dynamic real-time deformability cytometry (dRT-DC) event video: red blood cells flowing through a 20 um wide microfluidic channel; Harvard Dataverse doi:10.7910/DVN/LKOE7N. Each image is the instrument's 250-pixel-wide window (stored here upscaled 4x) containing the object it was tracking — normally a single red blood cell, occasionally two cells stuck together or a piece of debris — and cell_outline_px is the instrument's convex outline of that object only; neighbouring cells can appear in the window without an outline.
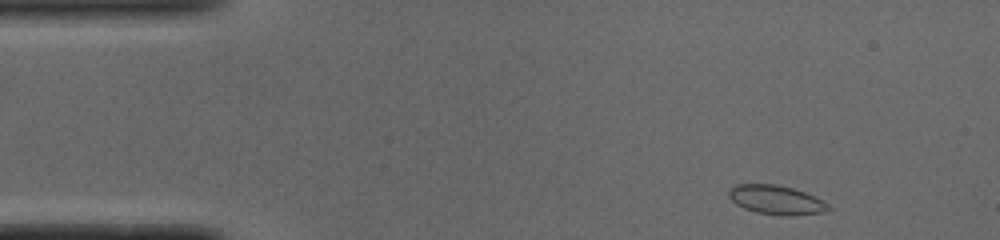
{"species": "common noctule bat (a hibernating species)", "species_latin": "Nyctalus noctula", "temperature_condition": "cold", "stored_images_in_passage": 48, "camera_frame_rate_fps": 3000, "um_per_image_px": 0.085, "animal": {"sex": "male", "body_mass_g": 19.0, "forearm_length_mm": 50.8}, "frame": {"image": 1, "passage_image": 1, "time_ms": 0.0, "image_size_px": [1000, 240], "cell_outline_px": [[832, 208], [824, 212], [792, 216], [784, 216], [756, 212], [744, 208], [736, 204], [728, 196], [728, 192], [736, 184], [776, 184], [792, 188], [804, 192], [828, 204]], "centroid_in_image_um": [65.97, 17.0], "position_along_channel_um": 19.0, "area_um2": 16.76}}
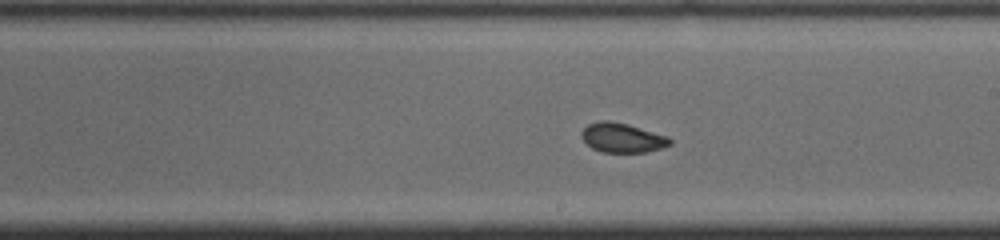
{"frame": {"image": 2, "passage_image": 24, "time_ms": 7.667, "image_size_px": [1000, 240], "cell_outline_px": [[672, 144], [660, 148], [644, 152], [600, 152], [592, 148], [580, 136], [580, 132], [588, 124], [600, 120], [608, 120], [628, 124], [668, 136], [672, 140]], "centroid_in_image_um": [52.88, 11.7], "position_along_channel_um": 236.1, "area_um2": 15.2}}
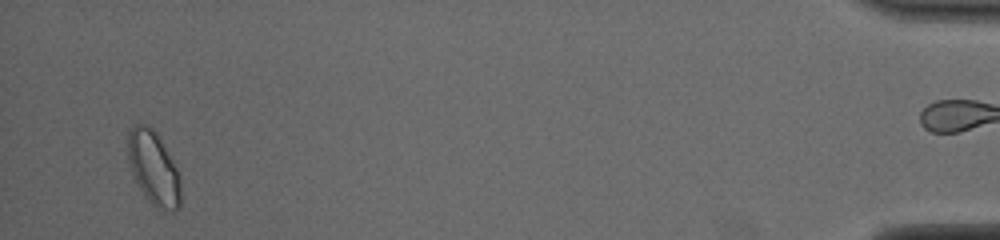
{"frame": {"image": 3, "passage_image": 45, "time_ms": 14.667, "image_size_px": [1000, 240], "cell_outline_px": [[180, 208], [176, 212], [160, 212], [144, 196], [132, 172], [128, 160], [128, 128], [136, 124], [148, 124], [156, 132], [172, 160], [180, 176]], "centroid_in_image_um": [13.06, 14.33], "position_along_channel_um": 422.1, "area_um2": 22.89}, "authors_computed_cell_mechanics": {"area_um2": 15.8372, "velocity_mm_per_s": 3.8533, "shape_relaxation_time_tau1_ms": 7.1886, "shape_relaxation_time_tau2_ms": null, "deformation_change_tau1": 0.0992, "deformation_change_tau2": null}}